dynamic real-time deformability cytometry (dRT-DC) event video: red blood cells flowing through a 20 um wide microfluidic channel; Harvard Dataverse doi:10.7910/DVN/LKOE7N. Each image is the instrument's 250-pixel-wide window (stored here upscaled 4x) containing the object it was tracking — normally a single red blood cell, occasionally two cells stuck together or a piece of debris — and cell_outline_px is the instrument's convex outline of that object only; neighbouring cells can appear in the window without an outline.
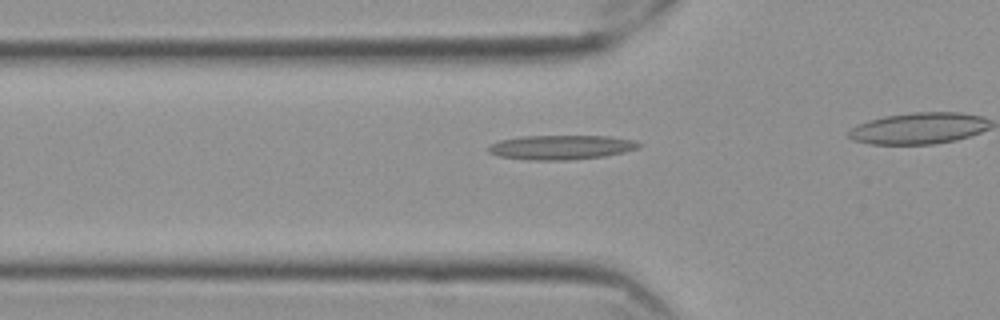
{"species": "Egyptian fruit bat (a non-hibernating species)", "species_latin": "Rousettus aegyptiacus", "temperature_condition": "cold", "stored_images_in_passage": 8, "camera_frame_rate_fps": 3000, "um_per_image_px": 0.085, "frame": {"image": 1, "passage_image": 2, "time_ms": 0.333, "image_size_px": [1000, 320], "cell_outline_px": [[640, 148], [624, 152], [604, 156], [568, 160], [528, 160], [500, 156], [488, 152], [488, 148], [492, 144], [500, 140], [520, 136], [608, 136], [636, 140], [640, 144]], "centroid_in_image_um": [47.72, 12.52], "position_along_channel_um": 78.1, "area_um2": 21.39}}
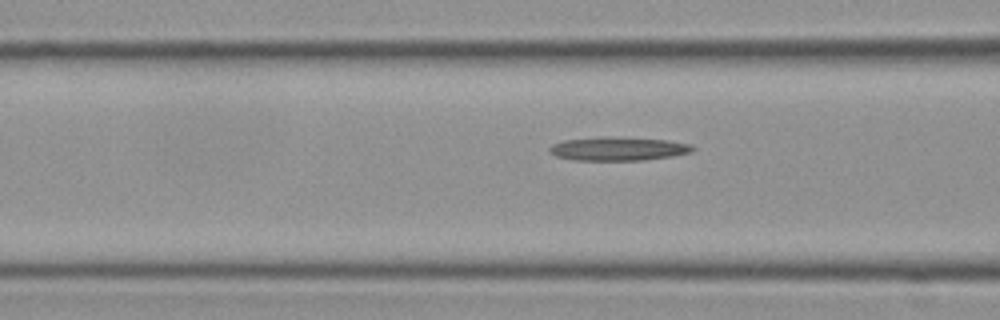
{"frame": {"image": 2, "passage_image": 5, "time_ms": 1.333, "image_size_px": [1000, 320], "cell_outline_px": [[696, 148], [692, 152], [672, 156], [644, 160], [572, 160], [556, 156], [548, 152], [548, 148], [552, 144], [564, 140], [604, 136], [608, 136], [668, 140], [692, 144]], "centroid_in_image_um": [52.54, 12.64], "position_along_channel_um": 114.1, "area_um2": 19.94}}